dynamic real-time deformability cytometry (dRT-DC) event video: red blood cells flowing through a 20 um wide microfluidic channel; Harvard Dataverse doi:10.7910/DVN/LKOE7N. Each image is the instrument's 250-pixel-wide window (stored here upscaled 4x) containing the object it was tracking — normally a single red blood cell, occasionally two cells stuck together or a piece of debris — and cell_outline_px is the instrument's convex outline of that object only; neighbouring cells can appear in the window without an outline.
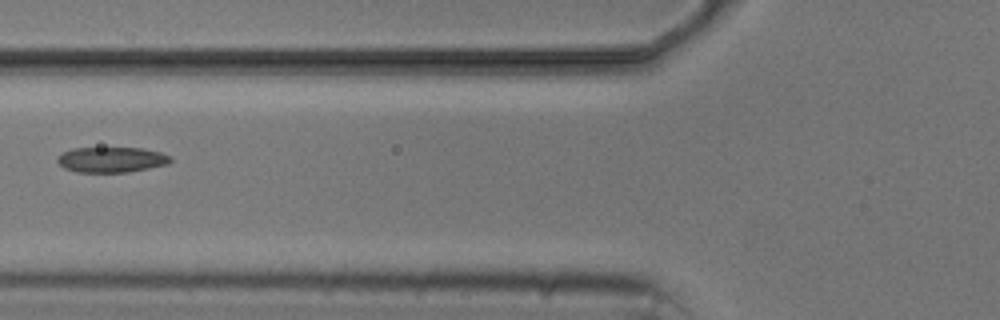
{"species": "common noctule bat (a hibernating species)", "species_latin": "Nyctalus noctula", "temperature_condition": "cold", "stored_images_in_passage": 4, "camera_frame_rate_fps": 3000, "um_per_image_px": 0.085, "animal": {"sex": "male", "body_mass_g": 20.5, "forearm_length_mm": 52.5}, "frame": {"image": 1, "passage_image": 3, "time_ms": 3.333, "image_size_px": [1000, 320], "cell_outline_px": [[172, 160], [168, 164], [128, 172], [76, 172], [64, 168], [56, 160], [64, 152], [72, 148], [144, 148], [160, 152], [172, 156]], "centroid_in_image_um": [9.51, 13.57], "position_along_channel_um": 116.3, "area_um2": 16.7}}
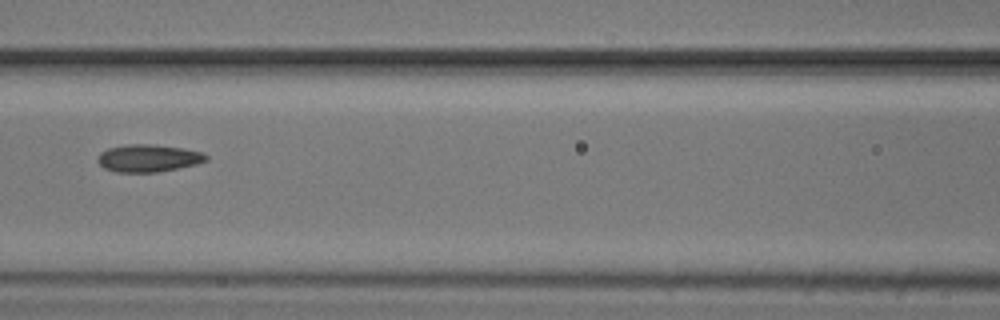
{"frame": {"image": 2, "passage_image": 4, "time_ms": 4.333, "image_size_px": [1000, 320], "cell_outline_px": [[208, 160], [196, 164], [156, 172], [116, 172], [104, 168], [96, 160], [100, 152], [108, 148], [128, 144], [148, 144], [184, 148], [200, 152], [208, 156]], "centroid_in_image_um": [12.58, 13.44], "position_along_channel_um": 154.0, "area_um2": 17.22}}